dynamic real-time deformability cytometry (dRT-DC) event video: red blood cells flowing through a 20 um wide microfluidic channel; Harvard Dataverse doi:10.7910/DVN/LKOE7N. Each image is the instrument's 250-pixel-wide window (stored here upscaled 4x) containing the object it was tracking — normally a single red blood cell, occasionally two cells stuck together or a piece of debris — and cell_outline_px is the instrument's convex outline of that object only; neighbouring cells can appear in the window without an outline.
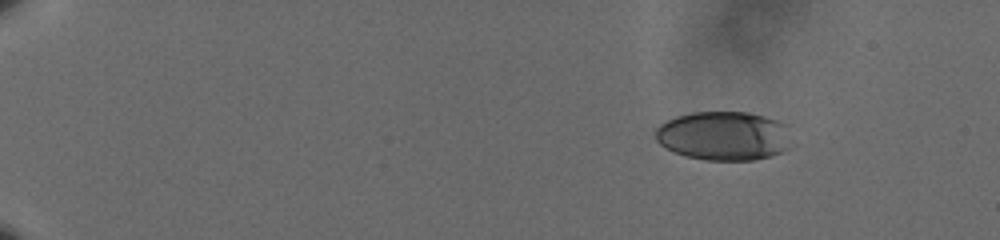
{"species": "human", "species_latin": "Homo sapiens", "temperature_condition": "cold", "stored_images_in_passage": 53, "camera_frame_rate_fps": 3000, "um_per_image_px": 0.085, "donor": {"sex": "male"}, "frame": {"image": 1, "passage_image": 1, "time_ms": 0.0, "image_size_px": [1000, 240], "cell_outline_px": [[788, 148], [772, 156], [752, 160], [704, 160], [684, 156], [672, 152], [660, 144], [656, 140], [656, 128], [660, 124], [676, 116], [692, 112], [748, 112], [764, 116], [788, 124]], "centroid_in_image_um": [61.5, 11.55], "position_along_channel_um": 23.5, "area_um2": 39.02}}
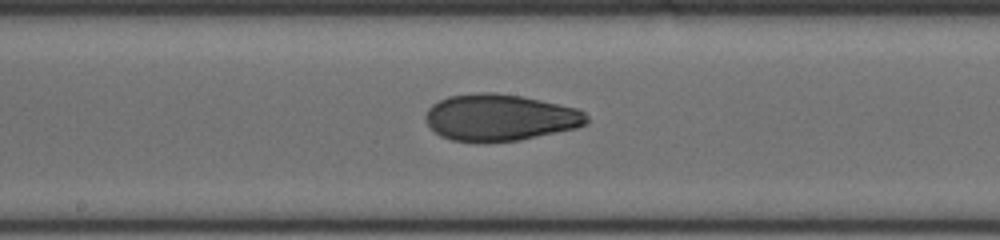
{"frame": {"image": 2, "passage_image": 28, "time_ms": 9.0, "image_size_px": [1000, 240], "cell_outline_px": [[588, 124], [576, 128], [520, 140], [452, 140], [440, 136], [424, 120], [424, 116], [428, 108], [432, 104], [448, 96], [480, 92], [492, 92], [520, 96], [540, 100], [576, 108], [584, 112], [588, 116]], "centroid_in_image_um": [42.5, 9.96], "position_along_channel_um": 205.7, "area_um2": 43.23}}
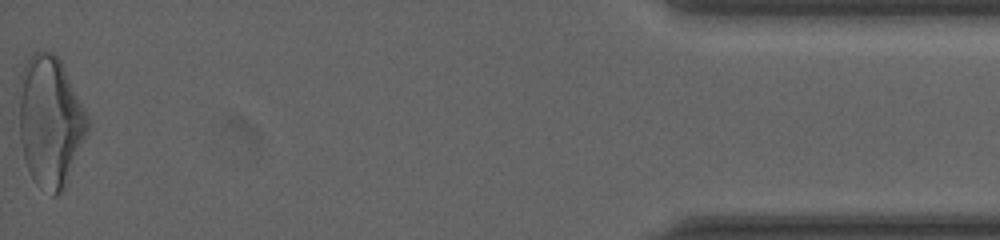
{"frame": {"image": 3, "passage_image": 53, "time_ms": 17.333, "image_size_px": [1000, 240], "cell_outline_px": [[92, 124], [68, 180], [64, 188], [56, 196], [52, 196], [36, 184], [24, 160], [20, 140], [20, 76], [24, 64], [32, 52], [52, 52], [60, 60]], "centroid_in_image_um": [4.28, 10.35], "position_along_channel_um": 430.9, "area_um2": 52.25}, "authors_computed_cell_mechanics": {"area_um2": 43.1766, "velocity_mm_per_s": 3.5841, "shape_relaxation_time_tau1_ms": 6.5235, "shape_relaxation_time_tau2_ms": 2.0061, "deformation_change_tau1": 0.1992, "deformation_change_tau2": 0.0778}}